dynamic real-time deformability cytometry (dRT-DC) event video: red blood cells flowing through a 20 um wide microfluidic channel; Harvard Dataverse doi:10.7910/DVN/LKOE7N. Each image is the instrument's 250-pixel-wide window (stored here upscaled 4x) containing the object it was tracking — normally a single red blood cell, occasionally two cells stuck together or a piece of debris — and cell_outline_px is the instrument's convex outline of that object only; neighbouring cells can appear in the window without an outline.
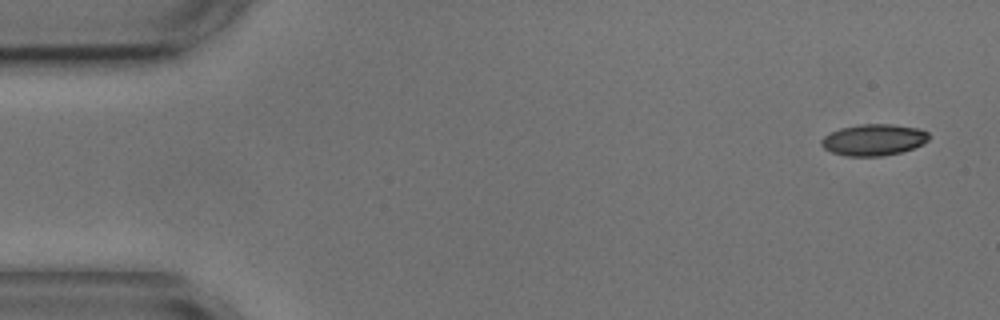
{"species": "common noctule bat (a hibernating species)", "species_latin": "Nyctalus noctula", "temperature_condition": "cold", "stored_images_in_passage": 3, "camera_frame_rate_fps": 3000, "um_per_image_px": 0.085, "animal": {"sex": "male", "body_mass_g": 17.9, "forearm_length_mm": 54.2}, "frame": {"image": 1, "passage_image": 1, "time_ms": 0.0, "image_size_px": [1000, 320], "cell_outline_px": [[928, 140], [912, 148], [900, 152], [880, 156], [848, 156], [832, 152], [824, 148], [820, 144], [820, 140], [824, 136], [840, 128], [860, 124], [892, 124], [916, 128], [928, 132]], "centroid_in_image_um": [74.22, 11.88], "position_along_channel_um": 10.8, "area_um2": 19.42}}